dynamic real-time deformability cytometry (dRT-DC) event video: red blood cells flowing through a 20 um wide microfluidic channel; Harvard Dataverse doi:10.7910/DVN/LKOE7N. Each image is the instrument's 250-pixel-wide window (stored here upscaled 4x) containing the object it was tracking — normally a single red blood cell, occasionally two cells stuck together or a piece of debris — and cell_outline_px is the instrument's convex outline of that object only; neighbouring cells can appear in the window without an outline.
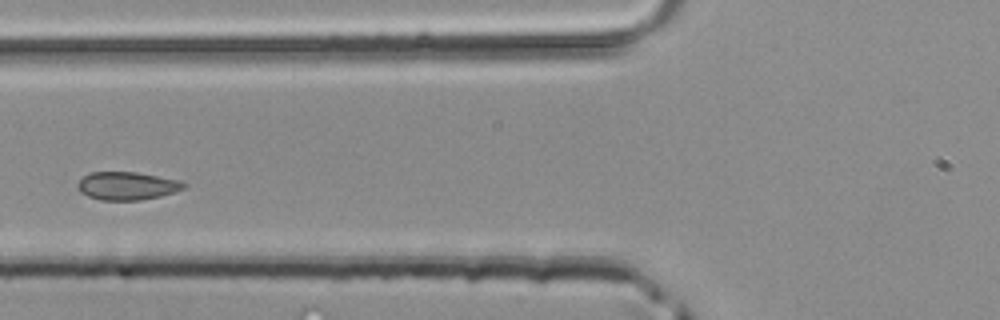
{"species": "common noctule bat (a hibernating species)", "species_latin": "Nyctalus noctula", "temperature_condition": "room temperature", "stored_images_in_passage": 2, "camera_frame_rate_fps": 3000, "um_per_image_px": 0.085, "animal": {"sex": "male", "body_mass_g": 20.4}, "frame": {"image": 1, "passage_image": 2, "time_ms": 0.333, "image_size_px": [1000, 320], "cell_outline_px": [[188, 184], [184, 188], [160, 196], [140, 200], [100, 200], [88, 196], [80, 192], [76, 184], [84, 176], [92, 172], [136, 172], [176, 180]], "centroid_in_image_um": [10.76, 15.8], "position_along_channel_um": 115.0, "area_um2": 17.11}}